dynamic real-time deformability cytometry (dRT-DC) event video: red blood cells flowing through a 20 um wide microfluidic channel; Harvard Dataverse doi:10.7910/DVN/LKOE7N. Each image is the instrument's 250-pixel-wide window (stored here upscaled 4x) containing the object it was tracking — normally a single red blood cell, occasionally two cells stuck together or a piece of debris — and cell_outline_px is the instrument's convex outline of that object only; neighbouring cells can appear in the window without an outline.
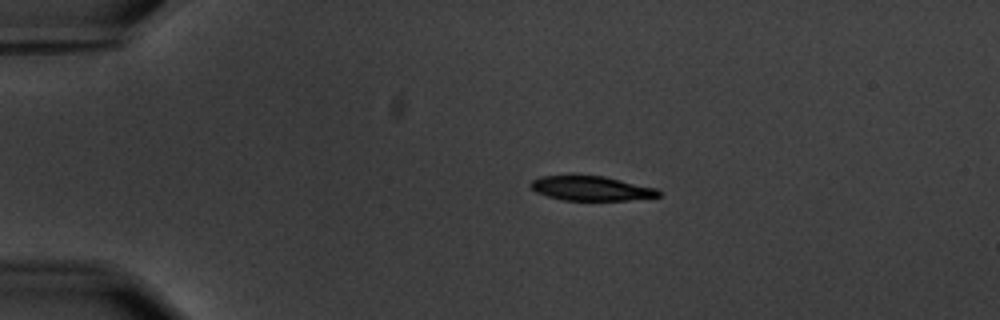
{"species": "common noctule bat (a hibernating species)", "species_latin": "Nyctalus noctula", "temperature_condition": "warm", "stored_images_in_passage": 13, "camera_frame_rate_fps": 3000, "um_per_image_px": 0.085, "animal": {"sex": "male", "body_mass_g": 20.1, "forearm_length_mm": 53.5}, "frame": {"image": 1, "passage_image": 1, "time_ms": 0.0, "image_size_px": [1000, 320], "cell_outline_px": [[660, 196], [628, 200], [564, 200], [548, 196], [536, 192], [528, 184], [532, 180], [540, 176], [604, 176], [656, 188], [660, 192]], "centroid_in_image_um": [50.24, 16.01], "position_along_channel_um": 34.8, "area_um2": 18.03}}
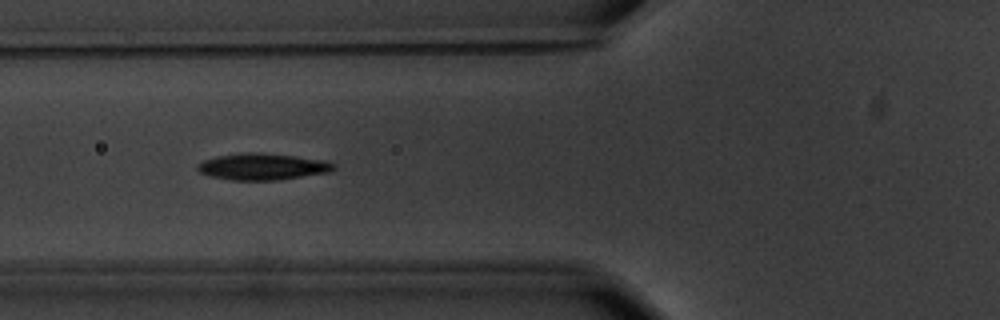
{"frame": {"image": 2, "passage_image": 4, "time_ms": 3.333, "image_size_px": [1000, 320], "cell_outline_px": [[336, 168], [328, 172], [280, 180], [232, 180], [212, 176], [200, 172], [196, 168], [196, 164], [204, 160], [216, 156], [240, 152], [260, 152], [324, 160], [336, 164]], "centroid_in_image_um": [22.29, 14.15], "position_along_channel_um": 103.5, "area_um2": 21.1}}
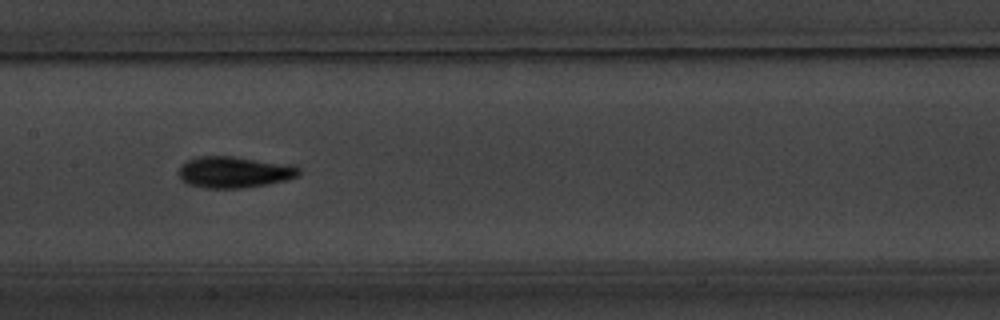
{"frame": {"image": 3, "passage_image": 6, "time_ms": 5.667, "image_size_px": [1000, 320], "cell_outline_px": [[300, 176], [268, 184], [240, 188], [204, 188], [188, 184], [180, 180], [180, 168], [188, 160], [196, 156], [236, 156], [296, 164], [300, 168]], "centroid_in_image_um": [19.98, 14.61], "position_along_channel_um": 187.4, "area_um2": 22.31}, "authors_computed_cell_mechanics": {"area_um2": 20.3456, "velocity_mm_per_s": 3.5732, "shape_relaxation_time_tau1_ms": 2.5916, "shape_relaxation_time_tau2_ms": 2.6322, "deformation_change_tau1": 0.1148, "deformation_change_tau2": 0.0662}}